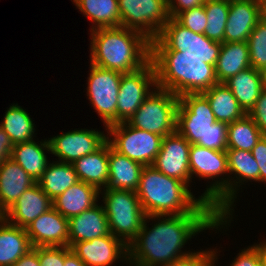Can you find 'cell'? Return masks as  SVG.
<instances>
[{
	"label": "cell",
	"instance_id": "6da1fadb",
	"mask_svg": "<svg viewBox=\"0 0 266 266\" xmlns=\"http://www.w3.org/2000/svg\"><path fill=\"white\" fill-rule=\"evenodd\" d=\"M231 221L233 218H222L209 202H204L191 214L146 215L137 237L128 246V265L173 263L194 252V249L184 248L199 233L229 231Z\"/></svg>",
	"mask_w": 266,
	"mask_h": 266
},
{
	"label": "cell",
	"instance_id": "7a4b0ae2",
	"mask_svg": "<svg viewBox=\"0 0 266 266\" xmlns=\"http://www.w3.org/2000/svg\"><path fill=\"white\" fill-rule=\"evenodd\" d=\"M89 61L107 70L133 73L150 62L151 40L125 27L97 28L89 31Z\"/></svg>",
	"mask_w": 266,
	"mask_h": 266
},
{
	"label": "cell",
	"instance_id": "3957f363",
	"mask_svg": "<svg viewBox=\"0 0 266 266\" xmlns=\"http://www.w3.org/2000/svg\"><path fill=\"white\" fill-rule=\"evenodd\" d=\"M150 61L157 87L176 96L203 93L218 84L215 67L206 64L203 57L178 56L175 50H151Z\"/></svg>",
	"mask_w": 266,
	"mask_h": 266
},
{
	"label": "cell",
	"instance_id": "277c9868",
	"mask_svg": "<svg viewBox=\"0 0 266 266\" xmlns=\"http://www.w3.org/2000/svg\"><path fill=\"white\" fill-rule=\"evenodd\" d=\"M192 189L148 165L141 172L135 192L146 215L168 216L194 213L204 203Z\"/></svg>",
	"mask_w": 266,
	"mask_h": 266
},
{
	"label": "cell",
	"instance_id": "5b68a950",
	"mask_svg": "<svg viewBox=\"0 0 266 266\" xmlns=\"http://www.w3.org/2000/svg\"><path fill=\"white\" fill-rule=\"evenodd\" d=\"M189 169L191 184L195 177L199 178V181L207 180L206 188L199 197L204 202L211 203L222 218H229V171L226 151L191 144Z\"/></svg>",
	"mask_w": 266,
	"mask_h": 266
},
{
	"label": "cell",
	"instance_id": "8992f818",
	"mask_svg": "<svg viewBox=\"0 0 266 266\" xmlns=\"http://www.w3.org/2000/svg\"><path fill=\"white\" fill-rule=\"evenodd\" d=\"M100 200L110 233L129 246L141 230L146 216L136 192L104 188L100 190Z\"/></svg>",
	"mask_w": 266,
	"mask_h": 266
},
{
	"label": "cell",
	"instance_id": "52a82bcc",
	"mask_svg": "<svg viewBox=\"0 0 266 266\" xmlns=\"http://www.w3.org/2000/svg\"><path fill=\"white\" fill-rule=\"evenodd\" d=\"M222 43L204 34L194 33L170 17L159 36L151 40V50H175L178 56L203 57L206 64L215 67Z\"/></svg>",
	"mask_w": 266,
	"mask_h": 266
},
{
	"label": "cell",
	"instance_id": "ba28073f",
	"mask_svg": "<svg viewBox=\"0 0 266 266\" xmlns=\"http://www.w3.org/2000/svg\"><path fill=\"white\" fill-rule=\"evenodd\" d=\"M179 96L158 87L141 103L128 123L163 137L176 132Z\"/></svg>",
	"mask_w": 266,
	"mask_h": 266
},
{
	"label": "cell",
	"instance_id": "9c48e42d",
	"mask_svg": "<svg viewBox=\"0 0 266 266\" xmlns=\"http://www.w3.org/2000/svg\"><path fill=\"white\" fill-rule=\"evenodd\" d=\"M163 136L137 129L128 122L107 126L110 146L143 166L152 165L160 151Z\"/></svg>",
	"mask_w": 266,
	"mask_h": 266
},
{
	"label": "cell",
	"instance_id": "30bf717a",
	"mask_svg": "<svg viewBox=\"0 0 266 266\" xmlns=\"http://www.w3.org/2000/svg\"><path fill=\"white\" fill-rule=\"evenodd\" d=\"M216 122L210 104L202 93L179 97L176 131L190 144L207 148V133Z\"/></svg>",
	"mask_w": 266,
	"mask_h": 266
},
{
	"label": "cell",
	"instance_id": "8fae6325",
	"mask_svg": "<svg viewBox=\"0 0 266 266\" xmlns=\"http://www.w3.org/2000/svg\"><path fill=\"white\" fill-rule=\"evenodd\" d=\"M89 66L86 98L107 128L117 124V100L123 73L102 69L91 63Z\"/></svg>",
	"mask_w": 266,
	"mask_h": 266
},
{
	"label": "cell",
	"instance_id": "7c38bea8",
	"mask_svg": "<svg viewBox=\"0 0 266 266\" xmlns=\"http://www.w3.org/2000/svg\"><path fill=\"white\" fill-rule=\"evenodd\" d=\"M121 27L144 34L149 40L159 36L169 20L167 0H118Z\"/></svg>",
	"mask_w": 266,
	"mask_h": 266
},
{
	"label": "cell",
	"instance_id": "4fadbf2b",
	"mask_svg": "<svg viewBox=\"0 0 266 266\" xmlns=\"http://www.w3.org/2000/svg\"><path fill=\"white\" fill-rule=\"evenodd\" d=\"M156 87V72L151 61L140 70L122 74L117 100V123L128 122Z\"/></svg>",
	"mask_w": 266,
	"mask_h": 266
},
{
	"label": "cell",
	"instance_id": "5bb4252c",
	"mask_svg": "<svg viewBox=\"0 0 266 266\" xmlns=\"http://www.w3.org/2000/svg\"><path fill=\"white\" fill-rule=\"evenodd\" d=\"M75 128L48 138L56 161L73 164L79 158L98 150L107 141V128Z\"/></svg>",
	"mask_w": 266,
	"mask_h": 266
},
{
	"label": "cell",
	"instance_id": "9a60e30c",
	"mask_svg": "<svg viewBox=\"0 0 266 266\" xmlns=\"http://www.w3.org/2000/svg\"><path fill=\"white\" fill-rule=\"evenodd\" d=\"M72 252L86 266H116L114 263L128 266V246L112 234L77 242L71 247Z\"/></svg>",
	"mask_w": 266,
	"mask_h": 266
},
{
	"label": "cell",
	"instance_id": "2e32d148",
	"mask_svg": "<svg viewBox=\"0 0 266 266\" xmlns=\"http://www.w3.org/2000/svg\"><path fill=\"white\" fill-rule=\"evenodd\" d=\"M191 144L177 131L163 137L161 148L152 166L171 178L185 182L190 188L189 151Z\"/></svg>",
	"mask_w": 266,
	"mask_h": 266
},
{
	"label": "cell",
	"instance_id": "e0dca14e",
	"mask_svg": "<svg viewBox=\"0 0 266 266\" xmlns=\"http://www.w3.org/2000/svg\"><path fill=\"white\" fill-rule=\"evenodd\" d=\"M229 171V218H234L239 199V192L243 185L250 181L260 184V169L251 151L241 149H227ZM238 197V198H237Z\"/></svg>",
	"mask_w": 266,
	"mask_h": 266
},
{
	"label": "cell",
	"instance_id": "ac0fdd59",
	"mask_svg": "<svg viewBox=\"0 0 266 266\" xmlns=\"http://www.w3.org/2000/svg\"><path fill=\"white\" fill-rule=\"evenodd\" d=\"M263 17L264 7L260 0H230L224 42H247Z\"/></svg>",
	"mask_w": 266,
	"mask_h": 266
},
{
	"label": "cell",
	"instance_id": "d6986e66",
	"mask_svg": "<svg viewBox=\"0 0 266 266\" xmlns=\"http://www.w3.org/2000/svg\"><path fill=\"white\" fill-rule=\"evenodd\" d=\"M25 230L32 247L68 246V219L54 207L38 216Z\"/></svg>",
	"mask_w": 266,
	"mask_h": 266
},
{
	"label": "cell",
	"instance_id": "ffe728a7",
	"mask_svg": "<svg viewBox=\"0 0 266 266\" xmlns=\"http://www.w3.org/2000/svg\"><path fill=\"white\" fill-rule=\"evenodd\" d=\"M52 201L36 183L21 194L15 204L4 213V218L13 225L26 228L53 207Z\"/></svg>",
	"mask_w": 266,
	"mask_h": 266
},
{
	"label": "cell",
	"instance_id": "44dd1931",
	"mask_svg": "<svg viewBox=\"0 0 266 266\" xmlns=\"http://www.w3.org/2000/svg\"><path fill=\"white\" fill-rule=\"evenodd\" d=\"M110 229L102 204L98 203L89 210L68 219V246L109 235Z\"/></svg>",
	"mask_w": 266,
	"mask_h": 266
},
{
	"label": "cell",
	"instance_id": "7402d4cb",
	"mask_svg": "<svg viewBox=\"0 0 266 266\" xmlns=\"http://www.w3.org/2000/svg\"><path fill=\"white\" fill-rule=\"evenodd\" d=\"M37 182L14 160L0 166V210L4 214L21 194Z\"/></svg>",
	"mask_w": 266,
	"mask_h": 266
},
{
	"label": "cell",
	"instance_id": "603a6c76",
	"mask_svg": "<svg viewBox=\"0 0 266 266\" xmlns=\"http://www.w3.org/2000/svg\"><path fill=\"white\" fill-rule=\"evenodd\" d=\"M53 207L70 219L89 210L100 202V190L91 184L78 181L53 199Z\"/></svg>",
	"mask_w": 266,
	"mask_h": 266
},
{
	"label": "cell",
	"instance_id": "cb8c5ba5",
	"mask_svg": "<svg viewBox=\"0 0 266 266\" xmlns=\"http://www.w3.org/2000/svg\"><path fill=\"white\" fill-rule=\"evenodd\" d=\"M51 154L50 143L47 138L40 141L33 139L14 144L11 159L18 163L36 182L46 170ZM49 158V159H48Z\"/></svg>",
	"mask_w": 266,
	"mask_h": 266
},
{
	"label": "cell",
	"instance_id": "d4e9b609",
	"mask_svg": "<svg viewBox=\"0 0 266 266\" xmlns=\"http://www.w3.org/2000/svg\"><path fill=\"white\" fill-rule=\"evenodd\" d=\"M73 166L80 181L99 190L106 188L109 178V142L106 141L95 152L79 158Z\"/></svg>",
	"mask_w": 266,
	"mask_h": 266
},
{
	"label": "cell",
	"instance_id": "484cf974",
	"mask_svg": "<svg viewBox=\"0 0 266 266\" xmlns=\"http://www.w3.org/2000/svg\"><path fill=\"white\" fill-rule=\"evenodd\" d=\"M144 166L114 150L109 144V178L107 187L136 191Z\"/></svg>",
	"mask_w": 266,
	"mask_h": 266
},
{
	"label": "cell",
	"instance_id": "4316f807",
	"mask_svg": "<svg viewBox=\"0 0 266 266\" xmlns=\"http://www.w3.org/2000/svg\"><path fill=\"white\" fill-rule=\"evenodd\" d=\"M32 248L25 228L0 220V266H12Z\"/></svg>",
	"mask_w": 266,
	"mask_h": 266
},
{
	"label": "cell",
	"instance_id": "83f0119b",
	"mask_svg": "<svg viewBox=\"0 0 266 266\" xmlns=\"http://www.w3.org/2000/svg\"><path fill=\"white\" fill-rule=\"evenodd\" d=\"M223 84L232 91L246 114L254 107L263 90L261 72L253 67L240 71Z\"/></svg>",
	"mask_w": 266,
	"mask_h": 266
},
{
	"label": "cell",
	"instance_id": "f1b7e54d",
	"mask_svg": "<svg viewBox=\"0 0 266 266\" xmlns=\"http://www.w3.org/2000/svg\"><path fill=\"white\" fill-rule=\"evenodd\" d=\"M251 67L247 42H223L215 64L218 83H224L242 70Z\"/></svg>",
	"mask_w": 266,
	"mask_h": 266
},
{
	"label": "cell",
	"instance_id": "f546056e",
	"mask_svg": "<svg viewBox=\"0 0 266 266\" xmlns=\"http://www.w3.org/2000/svg\"><path fill=\"white\" fill-rule=\"evenodd\" d=\"M82 15L91 22V28L121 26L118 0H71Z\"/></svg>",
	"mask_w": 266,
	"mask_h": 266
},
{
	"label": "cell",
	"instance_id": "4dcf8cb0",
	"mask_svg": "<svg viewBox=\"0 0 266 266\" xmlns=\"http://www.w3.org/2000/svg\"><path fill=\"white\" fill-rule=\"evenodd\" d=\"M3 120V121H2ZM0 127L9 136L13 144L23 143L37 137L35 120L18 103H12L5 111Z\"/></svg>",
	"mask_w": 266,
	"mask_h": 266
},
{
	"label": "cell",
	"instance_id": "1f68e13d",
	"mask_svg": "<svg viewBox=\"0 0 266 266\" xmlns=\"http://www.w3.org/2000/svg\"><path fill=\"white\" fill-rule=\"evenodd\" d=\"M202 94L207 98L217 122L230 124L246 114L232 91L223 83L212 86Z\"/></svg>",
	"mask_w": 266,
	"mask_h": 266
},
{
	"label": "cell",
	"instance_id": "d6a6232c",
	"mask_svg": "<svg viewBox=\"0 0 266 266\" xmlns=\"http://www.w3.org/2000/svg\"><path fill=\"white\" fill-rule=\"evenodd\" d=\"M78 181L73 164L50 160L37 183L53 200Z\"/></svg>",
	"mask_w": 266,
	"mask_h": 266
},
{
	"label": "cell",
	"instance_id": "836d02e7",
	"mask_svg": "<svg viewBox=\"0 0 266 266\" xmlns=\"http://www.w3.org/2000/svg\"><path fill=\"white\" fill-rule=\"evenodd\" d=\"M262 136L254 120L245 114L241 119L227 124V149L251 151Z\"/></svg>",
	"mask_w": 266,
	"mask_h": 266
},
{
	"label": "cell",
	"instance_id": "e575fe53",
	"mask_svg": "<svg viewBox=\"0 0 266 266\" xmlns=\"http://www.w3.org/2000/svg\"><path fill=\"white\" fill-rule=\"evenodd\" d=\"M230 0H206L204 9L207 16V25L204 35L216 42H224V33L229 14Z\"/></svg>",
	"mask_w": 266,
	"mask_h": 266
},
{
	"label": "cell",
	"instance_id": "d590c367",
	"mask_svg": "<svg viewBox=\"0 0 266 266\" xmlns=\"http://www.w3.org/2000/svg\"><path fill=\"white\" fill-rule=\"evenodd\" d=\"M251 67L262 70L266 67V17L264 16L252 30L248 40Z\"/></svg>",
	"mask_w": 266,
	"mask_h": 266
},
{
	"label": "cell",
	"instance_id": "8d00e7d4",
	"mask_svg": "<svg viewBox=\"0 0 266 266\" xmlns=\"http://www.w3.org/2000/svg\"><path fill=\"white\" fill-rule=\"evenodd\" d=\"M219 249V250H218ZM220 247L206 248L195 251L173 263L160 264L158 266H217L219 263ZM216 263V264H215Z\"/></svg>",
	"mask_w": 266,
	"mask_h": 266
},
{
	"label": "cell",
	"instance_id": "74e56055",
	"mask_svg": "<svg viewBox=\"0 0 266 266\" xmlns=\"http://www.w3.org/2000/svg\"><path fill=\"white\" fill-rule=\"evenodd\" d=\"M259 239V243L248 245L238 251L237 256L233 258L230 266H261L266 260V239Z\"/></svg>",
	"mask_w": 266,
	"mask_h": 266
},
{
	"label": "cell",
	"instance_id": "f35d334b",
	"mask_svg": "<svg viewBox=\"0 0 266 266\" xmlns=\"http://www.w3.org/2000/svg\"><path fill=\"white\" fill-rule=\"evenodd\" d=\"M175 19L194 33L204 34L205 26L207 25L204 5L184 10Z\"/></svg>",
	"mask_w": 266,
	"mask_h": 266
},
{
	"label": "cell",
	"instance_id": "ab89813d",
	"mask_svg": "<svg viewBox=\"0 0 266 266\" xmlns=\"http://www.w3.org/2000/svg\"><path fill=\"white\" fill-rule=\"evenodd\" d=\"M71 251L69 246L37 247L40 266H64L65 257Z\"/></svg>",
	"mask_w": 266,
	"mask_h": 266
},
{
	"label": "cell",
	"instance_id": "60d3db41",
	"mask_svg": "<svg viewBox=\"0 0 266 266\" xmlns=\"http://www.w3.org/2000/svg\"><path fill=\"white\" fill-rule=\"evenodd\" d=\"M227 124L216 122L207 133V148L226 151Z\"/></svg>",
	"mask_w": 266,
	"mask_h": 266
},
{
	"label": "cell",
	"instance_id": "b9f144b4",
	"mask_svg": "<svg viewBox=\"0 0 266 266\" xmlns=\"http://www.w3.org/2000/svg\"><path fill=\"white\" fill-rule=\"evenodd\" d=\"M248 115L254 120L263 135H266V90L263 89Z\"/></svg>",
	"mask_w": 266,
	"mask_h": 266
},
{
	"label": "cell",
	"instance_id": "7bdbcfd3",
	"mask_svg": "<svg viewBox=\"0 0 266 266\" xmlns=\"http://www.w3.org/2000/svg\"><path fill=\"white\" fill-rule=\"evenodd\" d=\"M260 169V184H266V135H263L251 150Z\"/></svg>",
	"mask_w": 266,
	"mask_h": 266
},
{
	"label": "cell",
	"instance_id": "ee69618b",
	"mask_svg": "<svg viewBox=\"0 0 266 266\" xmlns=\"http://www.w3.org/2000/svg\"><path fill=\"white\" fill-rule=\"evenodd\" d=\"M206 0H167L169 16L175 18L184 10L205 4Z\"/></svg>",
	"mask_w": 266,
	"mask_h": 266
},
{
	"label": "cell",
	"instance_id": "f6af8a7d",
	"mask_svg": "<svg viewBox=\"0 0 266 266\" xmlns=\"http://www.w3.org/2000/svg\"><path fill=\"white\" fill-rule=\"evenodd\" d=\"M14 144L11 142L9 136L0 127V166L5 160L12 156Z\"/></svg>",
	"mask_w": 266,
	"mask_h": 266
},
{
	"label": "cell",
	"instance_id": "bcb514c9",
	"mask_svg": "<svg viewBox=\"0 0 266 266\" xmlns=\"http://www.w3.org/2000/svg\"><path fill=\"white\" fill-rule=\"evenodd\" d=\"M12 266H40L37 254V247H33L32 249H30Z\"/></svg>",
	"mask_w": 266,
	"mask_h": 266
},
{
	"label": "cell",
	"instance_id": "7dc6e473",
	"mask_svg": "<svg viewBox=\"0 0 266 266\" xmlns=\"http://www.w3.org/2000/svg\"><path fill=\"white\" fill-rule=\"evenodd\" d=\"M64 266H86L72 251L65 257Z\"/></svg>",
	"mask_w": 266,
	"mask_h": 266
},
{
	"label": "cell",
	"instance_id": "c3c4849f",
	"mask_svg": "<svg viewBox=\"0 0 266 266\" xmlns=\"http://www.w3.org/2000/svg\"><path fill=\"white\" fill-rule=\"evenodd\" d=\"M261 76H262V84H263V89L266 90V67H264L262 70H260Z\"/></svg>",
	"mask_w": 266,
	"mask_h": 266
},
{
	"label": "cell",
	"instance_id": "681fc988",
	"mask_svg": "<svg viewBox=\"0 0 266 266\" xmlns=\"http://www.w3.org/2000/svg\"><path fill=\"white\" fill-rule=\"evenodd\" d=\"M260 2L262 3L264 9H266V0H260Z\"/></svg>",
	"mask_w": 266,
	"mask_h": 266
},
{
	"label": "cell",
	"instance_id": "f907efd6",
	"mask_svg": "<svg viewBox=\"0 0 266 266\" xmlns=\"http://www.w3.org/2000/svg\"><path fill=\"white\" fill-rule=\"evenodd\" d=\"M4 218V214L2 213V211L0 210V220Z\"/></svg>",
	"mask_w": 266,
	"mask_h": 266
},
{
	"label": "cell",
	"instance_id": "816d5d0a",
	"mask_svg": "<svg viewBox=\"0 0 266 266\" xmlns=\"http://www.w3.org/2000/svg\"><path fill=\"white\" fill-rule=\"evenodd\" d=\"M261 266H266V260L261 264Z\"/></svg>",
	"mask_w": 266,
	"mask_h": 266
}]
</instances>
